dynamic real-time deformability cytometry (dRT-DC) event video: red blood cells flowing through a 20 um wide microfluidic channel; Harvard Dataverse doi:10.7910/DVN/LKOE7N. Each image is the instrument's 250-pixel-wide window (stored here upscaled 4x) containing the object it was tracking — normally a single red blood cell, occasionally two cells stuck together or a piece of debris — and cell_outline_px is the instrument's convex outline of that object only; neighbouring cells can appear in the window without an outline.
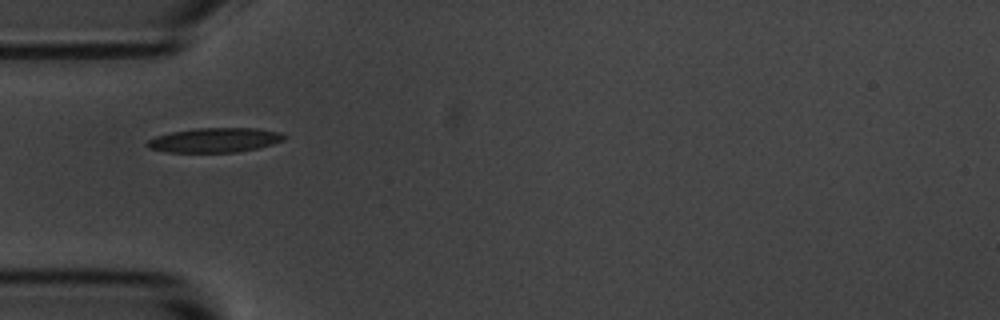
{"species": "common noctule bat (a hibernating species)", "species_latin": "Nyctalus noctula", "temperature_condition": "room temperature", "stored_images_in_passage": 39, "camera_frame_rate_fps": 3000, "um_per_image_px": 0.085, "animal": {"sex": "male", "body_mass_g": 20.1, "forearm_length_mm": 53.5}, "frame": {"image": 1, "passage_image": 1, "time_ms": 0.0, "image_size_px": [1000, 320], "cell_outline_px": [[288, 136], [284, 140], [272, 144], [256, 148], [236, 152], [168, 152], [148, 148], [144, 144], [148, 140], [156, 136], [172, 132], [196, 128], [256, 128], [280, 132]], "centroid_in_image_um": [18.25, 11.9], "position_along_channel_um": 66.7, "area_um2": 19.54}}
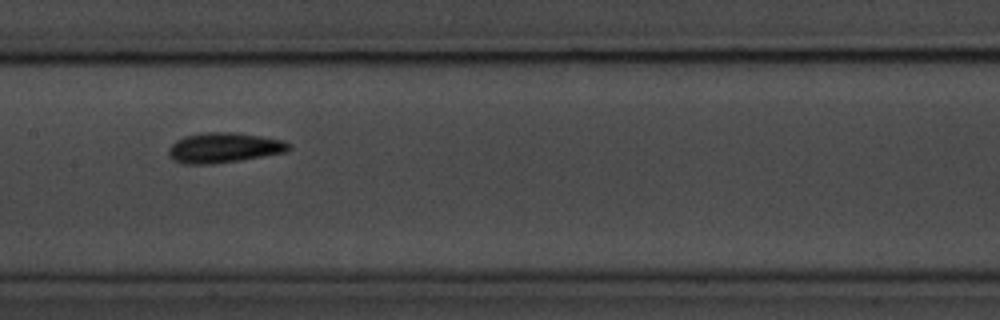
{"frame": {"image": 2, "passage_image": 11, "time_ms": 3.333, "image_size_px": [1000, 320], "cell_outline_px": [[292, 148], [288, 152], [240, 160], [212, 164], [184, 164], [172, 160], [168, 156], [168, 148], [176, 140], [184, 136], [204, 132], [236, 132], [284, 140], [292, 144]], "centroid_in_image_um": [19.05, 12.55], "position_along_channel_um": 188.4, "area_um2": 21.44}}
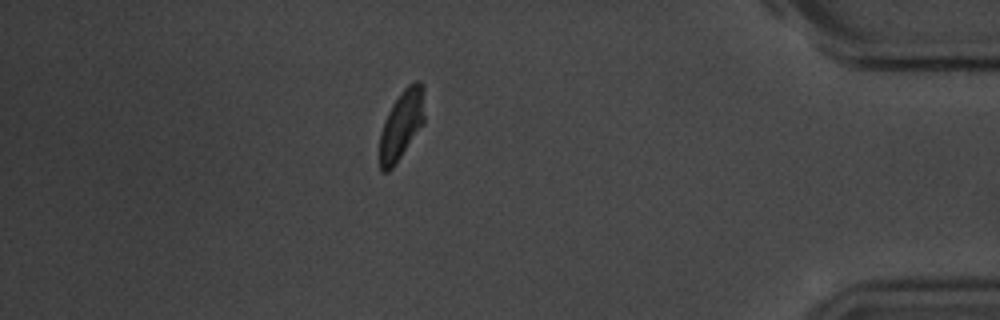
{"frame": {"image": 3, "passage_image": 32, "time_ms": 10.333, "image_size_px": [1000, 320], "cell_outline_px": [[424, 124], [392, 168], [388, 172], [380, 172], [380, 132], [388, 112], [392, 104], [404, 88], [408, 84], [416, 80], [420, 80], [424, 84]], "centroid_in_image_um": [34.15, 10.57], "position_along_channel_um": 401.0, "area_um2": 18.21}, "authors_computed_cell_mechanics": {"area_um2": 19.1318, "velocity_mm_per_s": 3.6324, "shape_relaxation_time_tau1_ms": 2.7319, "shape_relaxation_time_tau2_ms": 3.8088, "deformation_change_tau1": 0.1076, "deformation_change_tau2": 0.0928}}